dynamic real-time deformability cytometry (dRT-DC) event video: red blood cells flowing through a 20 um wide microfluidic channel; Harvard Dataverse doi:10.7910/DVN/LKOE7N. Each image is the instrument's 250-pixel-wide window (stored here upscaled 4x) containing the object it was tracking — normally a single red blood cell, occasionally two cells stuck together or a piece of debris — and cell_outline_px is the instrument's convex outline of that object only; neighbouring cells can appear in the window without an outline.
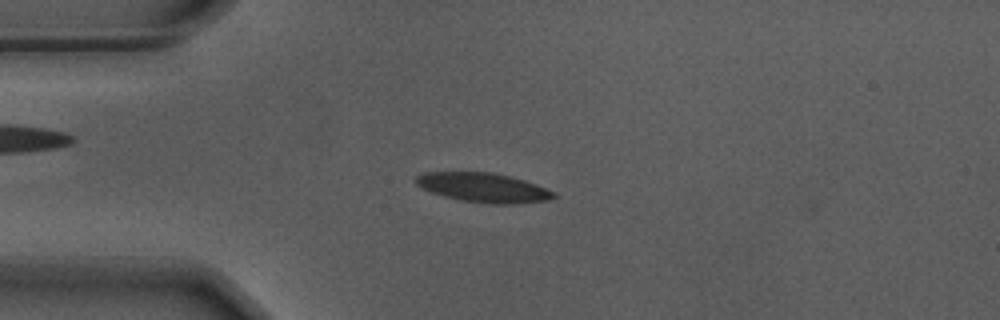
{"species": "Egyptian fruit bat (a non-hibernating species)", "species_latin": "Rousettus aegyptiacus", "temperature_condition": "warm", "stored_images_in_passage": 55, "camera_frame_rate_fps": 3000, "um_per_image_px": 0.085, "animal": {"sex": "male"}, "frame": {"image": 1, "passage_image": 13, "time_ms": 4.0, "image_size_px": [1000, 320], "cell_outline_px": [[556, 196], [548, 200], [516, 204], [488, 204], [460, 200], [444, 196], [432, 192], [416, 184], [416, 176], [424, 172], [488, 172], [508, 176], [524, 180], [536, 184], [556, 192]], "centroid_in_image_um": [41.11, 15.95], "position_along_channel_um": 43.9, "area_um2": 23.47}}
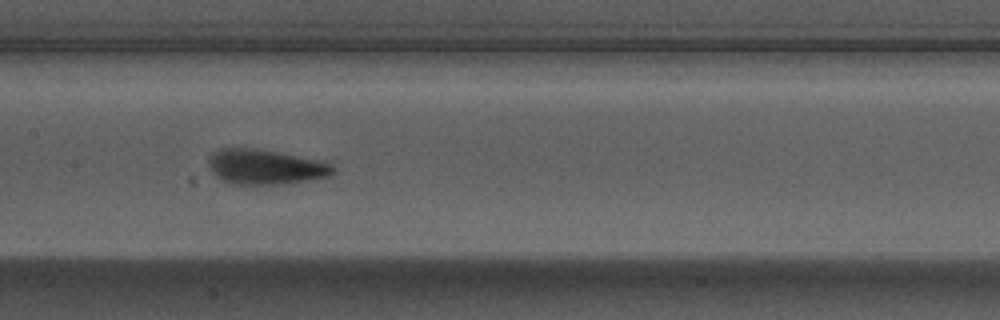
{"frame": {"image": 2, "passage_image": 26, "time_ms": 8.333, "image_size_px": [1000, 320], "cell_outline_px": [[336, 172], [328, 176], [316, 180], [288, 184], [232, 184], [220, 180], [212, 172], [208, 164], [208, 160], [220, 148], [252, 148], [324, 160], [332, 164], [336, 168]], "centroid_in_image_um": [22.64, 14.21], "position_along_channel_um": 184.8, "area_um2": 25.72}}
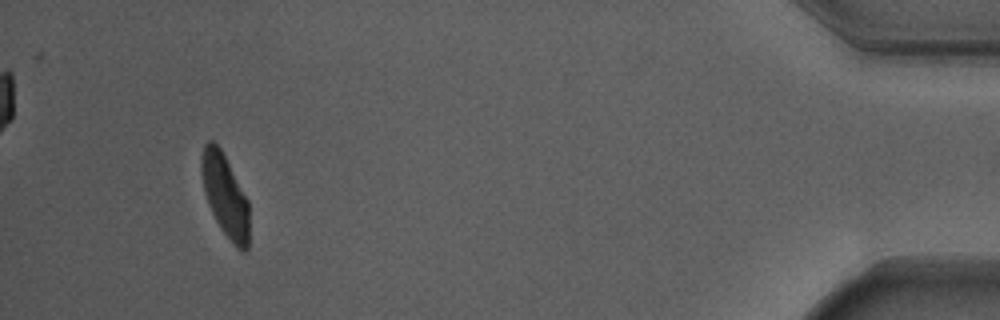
{"frame": {"image": 3, "passage_image": 51, "time_ms": 16.667, "image_size_px": [1000, 320], "cell_outline_px": [[248, 248], [244, 252], [240, 252], [232, 244], [220, 228], [208, 204], [204, 192], [200, 172], [200, 160], [204, 144], [208, 140], [212, 140], [220, 148], [248, 200]], "centroid_in_image_um": [19.11, 16.63], "position_along_channel_um": 416.1, "area_um2": 22.95}, "authors_computed_cell_mechanics": {"area_um2": 24.0448, "velocity_mm_per_s": 3.6823, "shape_relaxation_time_tau1_ms": 2.7268, "shape_relaxation_time_tau2_ms": 0.8628, "deformation_change_tau1": 0.1514, "deformation_change_tau2": 0.0759}}